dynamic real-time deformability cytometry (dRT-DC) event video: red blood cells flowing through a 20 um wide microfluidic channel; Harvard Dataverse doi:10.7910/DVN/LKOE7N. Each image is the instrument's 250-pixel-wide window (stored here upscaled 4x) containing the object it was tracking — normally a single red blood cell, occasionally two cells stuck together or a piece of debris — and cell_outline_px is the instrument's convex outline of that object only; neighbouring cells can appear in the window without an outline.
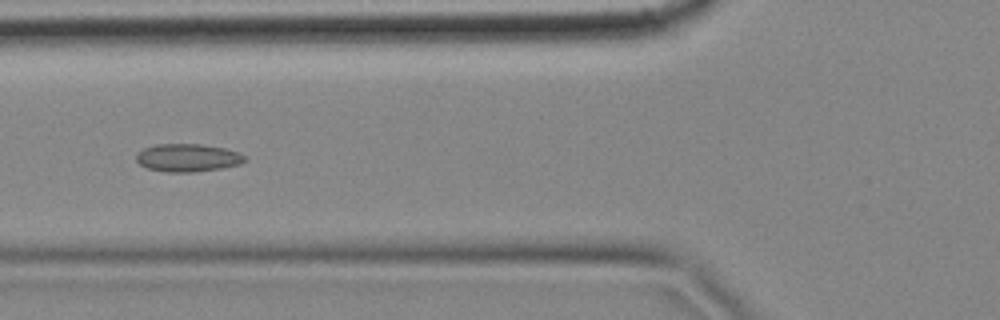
{"species": "common noctule bat (a hibernating species)", "species_latin": "Nyctalus noctula", "temperature_condition": "cold", "stored_images_in_passage": 11, "camera_frame_rate_fps": 3000, "um_per_image_px": 0.085, "animal": {"sex": "female", "body_mass_g": 18.4}, "frame": {"image": 1, "passage_image": 2, "time_ms": 0.333, "image_size_px": [1000, 320], "cell_outline_px": [[248, 160], [240, 164], [220, 168], [192, 172], [168, 172], [148, 168], [140, 164], [136, 160], [136, 156], [144, 148], [156, 144], [200, 144], [224, 148], [240, 152]], "centroid_in_image_um": [15.98, 13.4], "position_along_channel_um": 109.8, "area_um2": 17.51}}
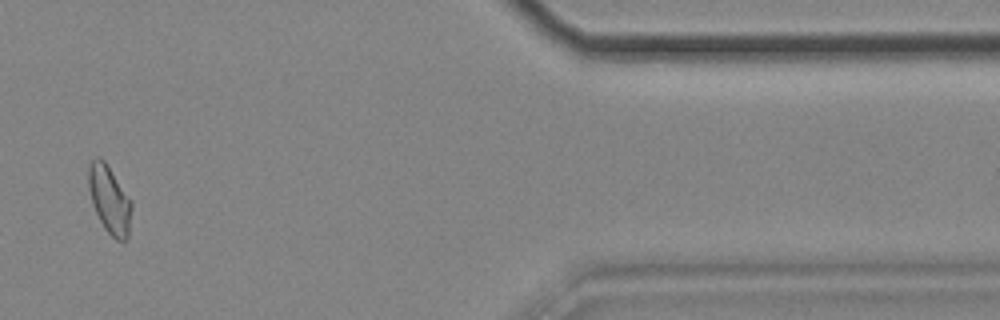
{"frame": {"image": 2, "passage_image": 10, "time_ms": 3.0, "image_size_px": [1000, 320], "cell_outline_px": [[132, 208], [128, 236], [124, 240], [116, 240], [104, 228], [92, 204], [88, 188], [88, 168], [92, 160], [96, 156], [100, 156], [104, 160], [132, 200]], "centroid_in_image_um": [9.3, 16.94], "position_along_channel_um": 402.1, "area_um2": 17.05}}